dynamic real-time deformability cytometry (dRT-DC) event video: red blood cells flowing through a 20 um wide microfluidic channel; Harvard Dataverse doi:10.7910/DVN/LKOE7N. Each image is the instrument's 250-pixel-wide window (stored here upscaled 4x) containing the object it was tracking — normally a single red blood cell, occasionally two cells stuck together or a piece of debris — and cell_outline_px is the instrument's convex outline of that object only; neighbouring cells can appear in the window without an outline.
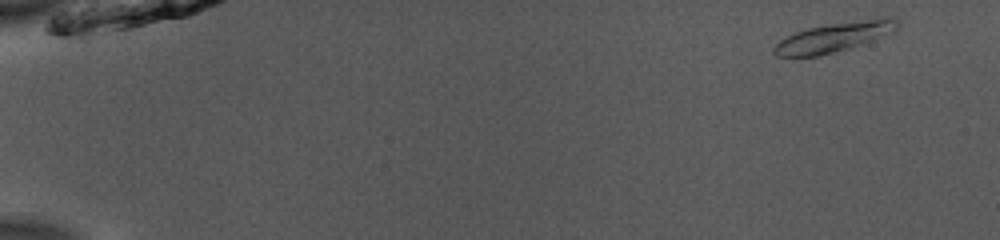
{"species": "common noctule bat (a hibernating species)", "species_latin": "Nyctalus noctula", "temperature_condition": "room temperature", "stored_images_in_passage": 50, "camera_frame_rate_fps": 3000, "um_per_image_px": 0.085, "animal": {"sex": "male", "body_mass_g": 13.0, "forearm_length_mm": 53.1}, "frame": {"image": 1, "passage_image": 2, "time_ms": 0.333, "image_size_px": [1000, 240], "cell_outline_px": [[900, 28], [896, 32], [820, 56], [776, 56], [772, 52], [772, 48], [780, 40], [796, 32], [808, 28], [880, 16], [892, 16], [900, 20]], "centroid_in_image_um": [71.0, 3.12], "position_along_channel_um": 14.0, "area_um2": 21.21}}
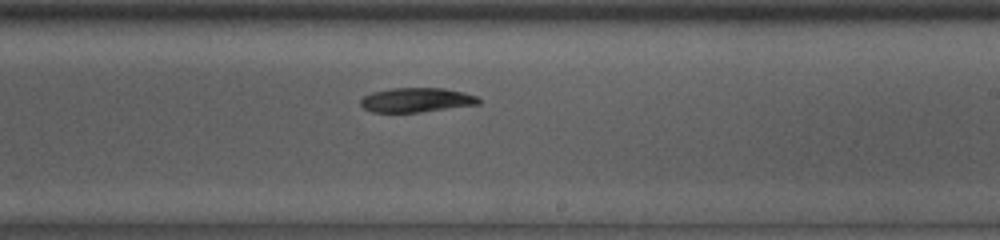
{"frame": {"image": 2, "passage_image": 31, "time_ms": 10.0, "image_size_px": [1000, 240], "cell_outline_px": [[480, 104], [420, 112], [372, 112], [364, 108], [360, 104], [360, 100], [364, 96], [372, 92], [392, 88], [444, 88], [464, 92], [476, 96], [480, 100]], "centroid_in_image_um": [35.4, 8.49], "position_along_channel_um": 253.6, "area_um2": 16.76}}
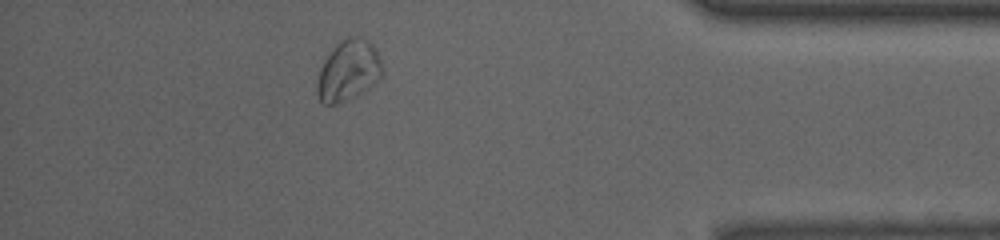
{"frame": {"image": 3, "passage_image": 45, "time_ms": 14.667, "image_size_px": [1000, 240], "cell_outline_px": [[384, 72], [368, 88], [352, 96], [332, 104], [324, 104], [320, 100], [316, 92], [316, 84], [320, 68], [324, 60], [332, 48], [340, 40], [348, 36], [356, 36], [368, 40], [376, 48], [384, 68]], "centroid_in_image_um": [29.61, 5.94], "position_along_channel_um": 405.6, "area_um2": 22.89}}